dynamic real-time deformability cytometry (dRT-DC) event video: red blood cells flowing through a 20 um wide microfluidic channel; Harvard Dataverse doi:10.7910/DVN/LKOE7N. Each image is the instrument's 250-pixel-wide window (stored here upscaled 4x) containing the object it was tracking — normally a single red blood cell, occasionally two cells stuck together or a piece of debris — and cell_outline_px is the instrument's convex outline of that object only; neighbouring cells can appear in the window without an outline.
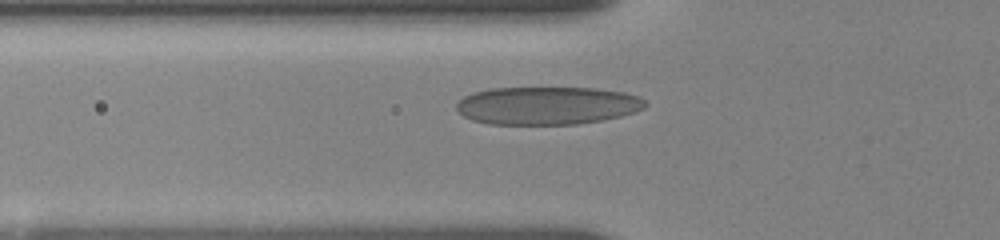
{"species": "human", "species_latin": "Homo sapiens", "temperature_condition": "room temperature", "stored_images_in_passage": 40, "camera_frame_rate_fps": 3000, "um_per_image_px": 0.085, "donor": {"sex": "female"}, "frame": {"image": 1, "passage_image": 2, "time_ms": 0.333, "image_size_px": [1000, 240], "cell_outline_px": [[648, 104], [644, 108], [636, 112], [620, 116], [600, 120], [576, 124], [488, 124], [472, 120], [464, 116], [456, 108], [456, 104], [464, 96], [472, 92], [492, 88], [596, 88], [624, 92], [640, 96]], "centroid_in_image_um": [46.53, 8.97], "position_along_channel_um": 79.3, "area_um2": 41.85}}
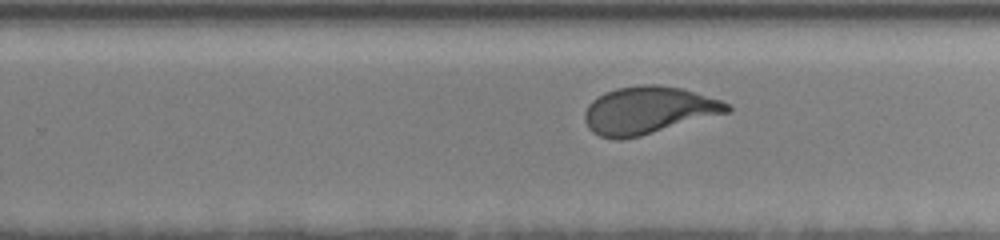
{"frame": {"image": 2, "passage_image": 23, "time_ms": 5.667, "image_size_px": [1000, 240], "cell_outline_px": [[732, 108], [728, 112], [640, 136], [620, 140], [600, 136], [592, 132], [588, 128], [584, 120], [584, 112], [588, 104], [592, 100], [604, 92], [616, 88], [640, 84], [660, 84], [684, 88], [720, 100], [728, 104]], "centroid_in_image_um": [55.06, 9.36], "position_along_channel_um": 274.7, "area_um2": 39.42}}
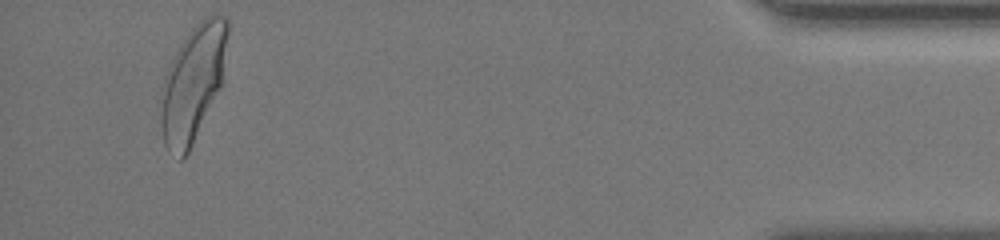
{"frame": {"image": 3, "passage_image": 38, "time_ms": 11.333, "image_size_px": [1000, 240], "cell_outline_px": [[228, 32], [220, 84], [192, 144], [188, 152], [180, 160], [168, 152], [164, 144], [160, 124], [164, 76], [168, 64], [180, 44], [192, 28], [204, 16], [228, 16]], "centroid_in_image_um": [16.35, 7.06], "position_along_channel_um": 418.8, "area_um2": 43.99}, "authors_computed_cell_mechanics": {"area_um2": 39.5352, "velocity_mm_per_s": 3.6674, "shape_relaxation_time_tau1_ms": 3.7696, "shape_relaxation_time_tau2_ms": null, "deformation_change_tau1": 0.1798, "deformation_change_tau2": null}}